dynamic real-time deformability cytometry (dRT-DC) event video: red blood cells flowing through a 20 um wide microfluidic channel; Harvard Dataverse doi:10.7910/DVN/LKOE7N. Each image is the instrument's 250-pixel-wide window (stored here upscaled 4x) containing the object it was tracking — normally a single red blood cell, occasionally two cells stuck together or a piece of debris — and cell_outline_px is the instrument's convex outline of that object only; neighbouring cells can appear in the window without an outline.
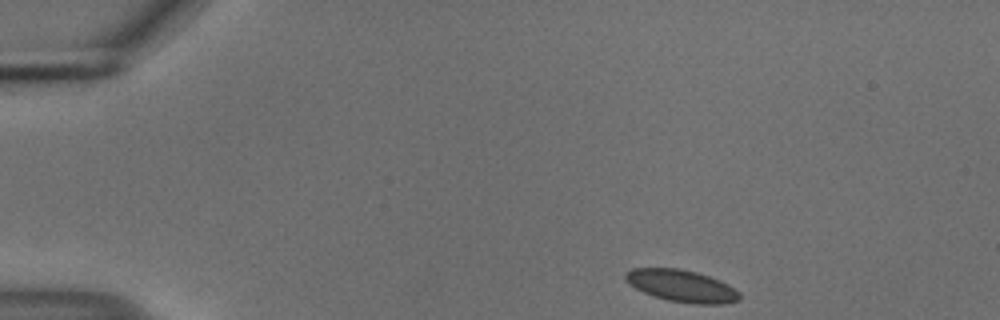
{"species": "common noctule bat (a hibernating species)", "species_latin": "Nyctalus noctula", "temperature_condition": "cold", "stored_images_in_passage": 3, "camera_frame_rate_fps": 3000, "um_per_image_px": 0.085, "animal": {"sex": "male", "body_mass_g": 18.8}, "frame": {"image": 1, "passage_image": 1, "time_ms": 0.0, "image_size_px": [1000, 320], "cell_outline_px": [[740, 300], [724, 304], [692, 304], [668, 300], [644, 292], [628, 284], [624, 280], [624, 272], [632, 268], [680, 268], [696, 272], [720, 280], [728, 284], [740, 292]], "centroid_in_image_um": [57.94, 24.29], "position_along_channel_um": 27.1, "area_um2": 21.44}}